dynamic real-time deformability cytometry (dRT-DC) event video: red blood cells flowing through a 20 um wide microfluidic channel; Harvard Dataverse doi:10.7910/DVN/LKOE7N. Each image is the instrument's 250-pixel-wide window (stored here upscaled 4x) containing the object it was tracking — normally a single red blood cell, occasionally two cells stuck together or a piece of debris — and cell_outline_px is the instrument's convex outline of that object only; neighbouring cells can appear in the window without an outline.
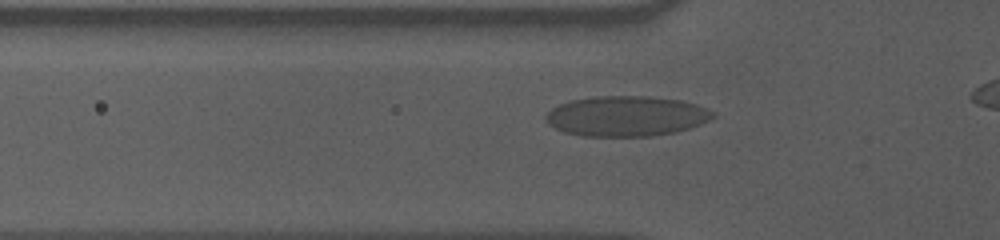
{"species": "human", "species_latin": "Homo sapiens", "temperature_condition": "cold", "stored_images_in_passage": 40, "camera_frame_rate_fps": 3000, "um_per_image_px": 0.085, "donor": {"sex": "male"}, "frame": {"image": 1, "passage_image": 9, "time_ms": 2.667, "image_size_px": [1000, 240], "cell_outline_px": [[716, 116], [700, 124], [676, 132], [652, 136], [580, 136], [564, 132], [548, 124], [544, 120], [544, 116], [552, 108], [568, 100], [596, 96], [648, 96], [680, 100], [696, 104], [708, 108]], "centroid_in_image_um": [53.21, 9.87], "position_along_channel_um": 72.6, "area_um2": 39.36}}
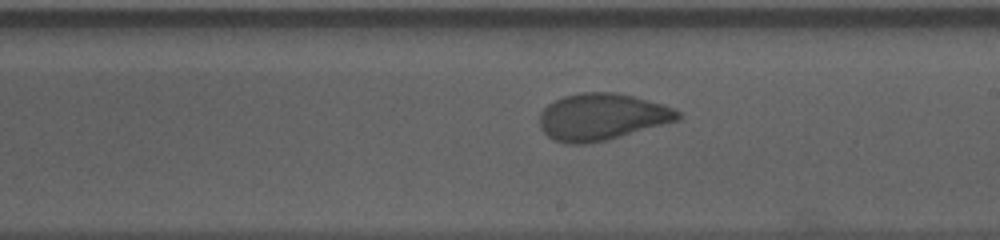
{"frame": {"image": 2, "passage_image": 23, "time_ms": 7.333, "image_size_px": [1000, 240], "cell_outline_px": [[680, 120], [620, 136], [604, 140], [584, 144], [568, 144], [552, 140], [540, 128], [540, 112], [548, 104], [564, 96], [580, 92], [616, 92], [632, 96], [660, 104], [672, 108], [680, 112]], "centroid_in_image_um": [51.12, 9.93], "position_along_channel_um": 237.9, "area_um2": 37.4}}
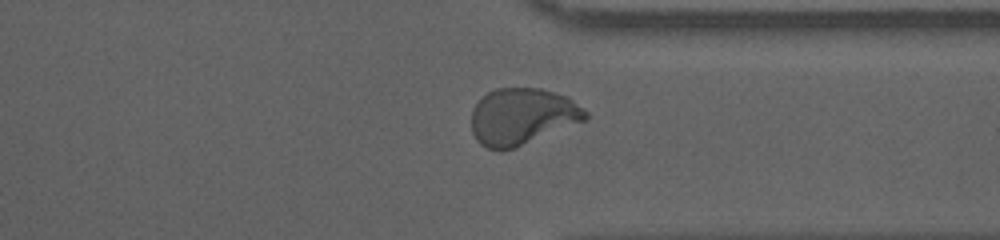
{"frame": {"image": 3, "passage_image": 34, "time_ms": 11.0, "image_size_px": [1000, 240], "cell_outline_px": [[588, 120], [512, 148], [500, 152], [488, 148], [480, 144], [476, 140], [472, 132], [472, 108], [488, 92], [496, 88], [540, 88], [568, 96], [588, 112]], "centroid_in_image_um": [44.4, 9.9], "position_along_channel_um": 367.0, "area_um2": 37.69}, "authors_computed_cell_mechanics": {"area_um2": 37.3966, "velocity_mm_per_s": 3.5372, "shape_relaxation_time_tau1_ms": 7.142, "shape_relaxation_time_tau2_ms": null, "deformation_change_tau1": 0.1865, "deformation_change_tau2": null}}